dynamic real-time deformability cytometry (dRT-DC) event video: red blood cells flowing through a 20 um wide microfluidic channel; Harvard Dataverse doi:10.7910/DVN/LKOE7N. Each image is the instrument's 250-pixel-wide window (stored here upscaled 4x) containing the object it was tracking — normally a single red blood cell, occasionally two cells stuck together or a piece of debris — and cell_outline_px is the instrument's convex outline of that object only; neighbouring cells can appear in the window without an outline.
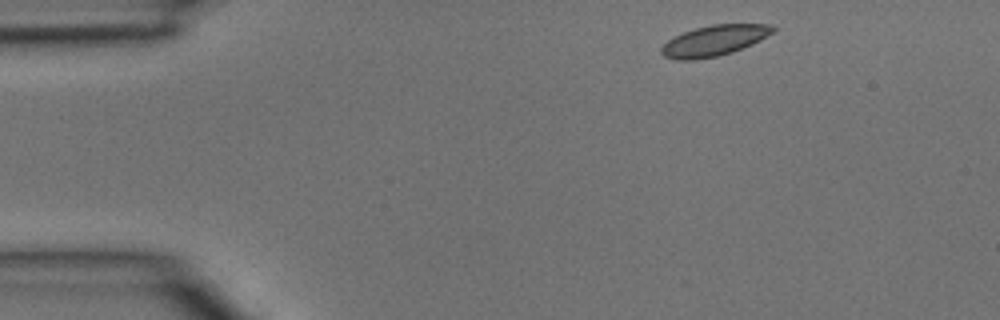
{"species": "common noctule bat (a hibernating species)", "species_latin": "Nyctalus noctula", "temperature_condition": "room temperature", "stored_images_in_passage": 4, "segment_of_instrument_passage": [2, 2], "camera_frame_rate_fps": 3000, "um_per_image_px": 0.085, "animal": {"sex": "male", "body_mass_g": 15.6}, "frame": {"image": 1, "passage_image": 4, "time_ms": 1.0, "image_size_px": [1000, 320], "cell_outline_px": [[776, 28], [772, 32], [760, 40], [752, 44], [732, 52], [716, 56], [696, 60], [676, 60], [664, 56], [660, 52], [660, 48], [668, 40], [684, 32], [696, 28], [712, 24], [772, 24]], "centroid_in_image_um": [60.69, 3.45], "position_along_channel_um": 24.3, "area_um2": 19.77}}